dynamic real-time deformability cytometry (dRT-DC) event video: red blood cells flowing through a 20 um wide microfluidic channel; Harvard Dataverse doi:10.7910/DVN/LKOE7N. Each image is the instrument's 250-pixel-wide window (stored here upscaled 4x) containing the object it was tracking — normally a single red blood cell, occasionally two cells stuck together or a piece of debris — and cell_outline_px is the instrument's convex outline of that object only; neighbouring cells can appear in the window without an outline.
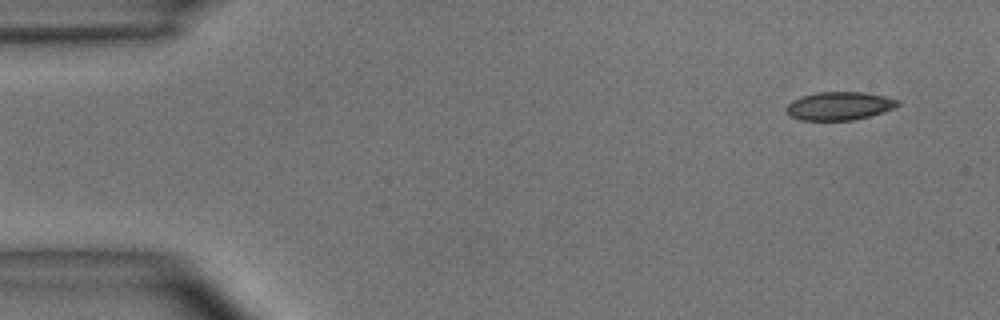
{"species": "common noctule bat (a hibernating species)", "species_latin": "Nyctalus noctula", "temperature_condition": "room temperature", "stored_images_in_passage": 4, "camera_frame_rate_fps": 3000, "um_per_image_px": 0.085, "animal": {"sex": "male", "body_mass_g": 15.6}, "frame": {"image": 1, "passage_image": 1, "time_ms": 0.0, "image_size_px": [1000, 320], "cell_outline_px": [[900, 104], [896, 108], [884, 112], [852, 120], [800, 120], [792, 116], [784, 108], [792, 100], [800, 96], [816, 92], [864, 92], [884, 96], [900, 100]], "centroid_in_image_um": [71.36, 8.99], "position_along_channel_um": 13.6, "area_um2": 18.44}}